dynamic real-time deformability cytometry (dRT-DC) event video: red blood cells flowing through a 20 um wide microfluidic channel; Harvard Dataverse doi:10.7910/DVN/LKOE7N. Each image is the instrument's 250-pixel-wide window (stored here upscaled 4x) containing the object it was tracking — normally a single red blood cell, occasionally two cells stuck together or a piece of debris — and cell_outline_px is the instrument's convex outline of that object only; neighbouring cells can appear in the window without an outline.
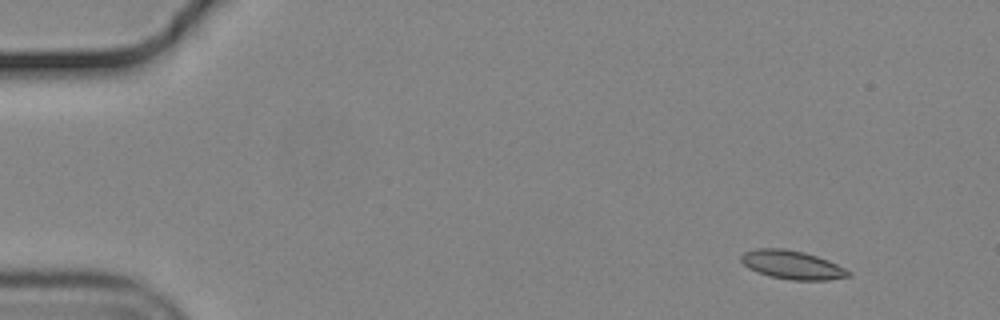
{"species": "common noctule bat (a hibernating species)", "species_latin": "Nyctalus noctula", "temperature_condition": "cold", "stored_images_in_passage": 51, "camera_frame_rate_fps": 3000, "um_per_image_px": 0.085, "animal": {"sex": "male", "body_mass_g": 19.2, "forearm_length_mm": 51.8}, "frame": {"image": 1, "passage_image": 1, "time_ms": 0.0, "image_size_px": [1000, 320], "cell_outline_px": [[852, 276], [828, 280], [792, 280], [768, 276], [748, 268], [740, 260], [740, 256], [744, 252], [756, 248], [784, 248], [804, 252], [828, 260], [852, 272]], "centroid_in_image_um": [67.33, 22.51], "position_along_channel_um": 17.7, "area_um2": 17.98}}
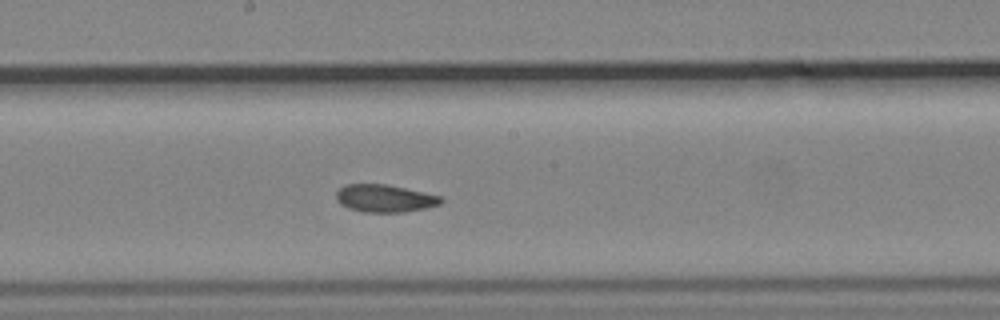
{"frame": {"image": 2, "passage_image": 26, "time_ms": 8.333, "image_size_px": [1000, 320], "cell_outline_px": [[444, 200], [440, 204], [424, 208], [404, 212], [364, 212], [348, 208], [340, 204], [336, 200], [336, 192], [344, 184], [384, 184], [404, 188], [440, 196]], "centroid_in_image_um": [32.66, 16.86], "position_along_channel_um": 215.5, "area_um2": 16.7}}
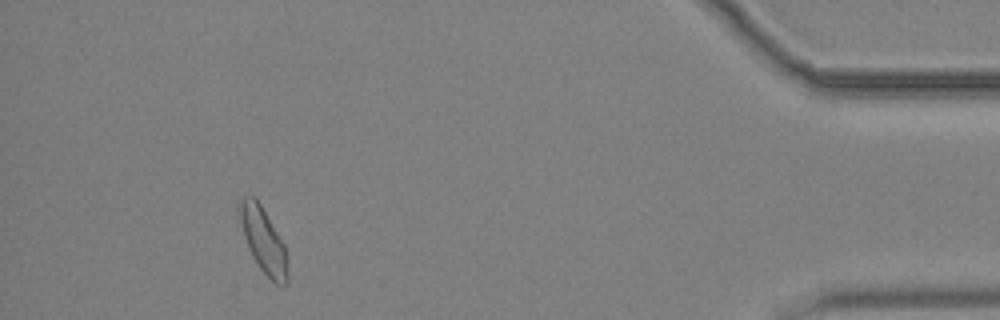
{"frame": {"image": 3, "passage_image": 47, "time_ms": 15.333, "image_size_px": [1000, 320], "cell_outline_px": [[288, 284], [276, 284], [260, 268], [252, 256], [248, 248], [244, 236], [236, 204], [244, 196], [256, 196], [284, 244], [288, 272]], "centroid_in_image_um": [22.36, 20.38], "position_along_channel_um": 412.8, "area_um2": 18.15}, "authors_computed_cell_mechanics": {"area_um2": 17.7446, "velocity_mm_per_s": 3.6957, "shape_relaxation_time_tau1_ms": 5.4842, "shape_relaxation_time_tau2_ms": 2.4868, "deformation_change_tau1": 0.1259, "deformation_change_tau2": 0.061}}